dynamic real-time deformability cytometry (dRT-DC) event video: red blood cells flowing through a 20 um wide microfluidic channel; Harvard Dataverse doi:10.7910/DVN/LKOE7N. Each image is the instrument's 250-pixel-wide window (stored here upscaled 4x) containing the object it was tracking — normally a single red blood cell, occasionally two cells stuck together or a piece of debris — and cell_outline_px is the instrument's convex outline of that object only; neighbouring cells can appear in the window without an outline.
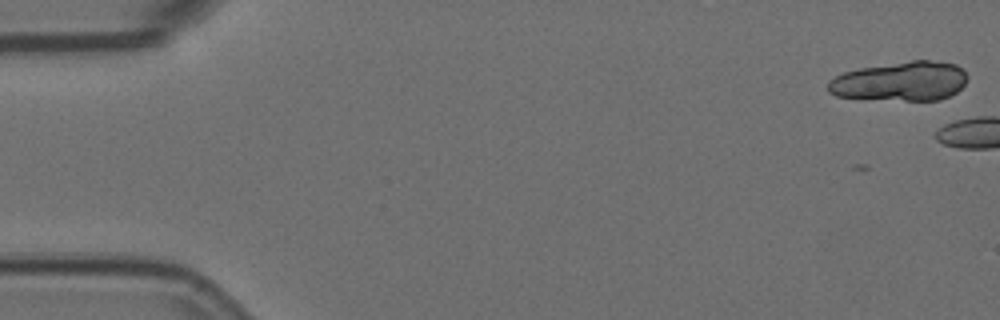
{"species": "Egyptian fruit bat (a non-hibernating species)", "species_latin": "Rousettus aegyptiacus", "temperature_condition": "room temperature", "stored_images_in_passage": 3, "camera_frame_rate_fps": 3000, "um_per_image_px": 0.085, "animal": {"sex": "female"}, "frame": {"image": 1, "passage_image": 1, "time_ms": 0.0, "image_size_px": [1000, 320], "cell_outline_px": [[968, 76], [964, 84], [956, 92], [940, 100], [904, 100], [836, 96], [828, 92], [828, 80], [844, 72], [860, 68], [912, 60], [928, 60], [956, 64]], "centroid_in_image_um": [76.54, 6.9], "position_along_channel_um": 8.5, "area_um2": 31.62}}